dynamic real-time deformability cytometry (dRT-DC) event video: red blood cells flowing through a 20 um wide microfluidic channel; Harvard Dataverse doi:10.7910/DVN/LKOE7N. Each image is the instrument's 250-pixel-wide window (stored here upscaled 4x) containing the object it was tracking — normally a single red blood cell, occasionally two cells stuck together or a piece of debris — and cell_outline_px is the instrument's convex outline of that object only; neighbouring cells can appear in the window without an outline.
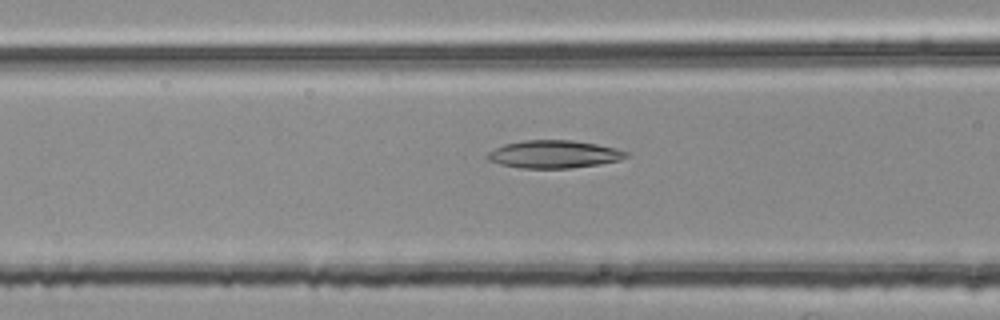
{"species": "common noctule bat (a hibernating species)", "species_latin": "Nyctalus noctula", "temperature_condition": "room temperature", "stored_images_in_passage": 9, "camera_frame_rate_fps": 3000, "um_per_image_px": 0.085, "animal": {"sex": "female", "body_mass_g": 25.1}, "frame": {"image": 1, "passage_image": 7, "time_ms": 2.0, "image_size_px": [1000, 320], "cell_outline_px": [[632, 152], [628, 156], [620, 160], [600, 164], [568, 168], [520, 168], [500, 164], [488, 160], [484, 156], [488, 152], [504, 144], [524, 140], [572, 140], [596, 144], [616, 148]], "centroid_in_image_um": [47.1, 13.11], "position_along_channel_um": 119.5, "area_um2": 22.54}}